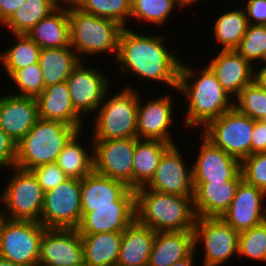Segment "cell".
I'll list each match as a JSON object with an SVG mask.
<instances>
[{
  "label": "cell",
  "instance_id": "27",
  "mask_svg": "<svg viewBox=\"0 0 266 266\" xmlns=\"http://www.w3.org/2000/svg\"><path fill=\"white\" fill-rule=\"evenodd\" d=\"M27 35L41 49L70 46L68 5H59L39 21Z\"/></svg>",
  "mask_w": 266,
  "mask_h": 266
},
{
  "label": "cell",
  "instance_id": "9",
  "mask_svg": "<svg viewBox=\"0 0 266 266\" xmlns=\"http://www.w3.org/2000/svg\"><path fill=\"white\" fill-rule=\"evenodd\" d=\"M254 119L234 107L200 128L201 134L216 147L242 161L251 155Z\"/></svg>",
  "mask_w": 266,
  "mask_h": 266
},
{
  "label": "cell",
  "instance_id": "51",
  "mask_svg": "<svg viewBox=\"0 0 266 266\" xmlns=\"http://www.w3.org/2000/svg\"><path fill=\"white\" fill-rule=\"evenodd\" d=\"M59 5H73L77 0H55ZM64 3V4H63Z\"/></svg>",
  "mask_w": 266,
  "mask_h": 266
},
{
  "label": "cell",
  "instance_id": "40",
  "mask_svg": "<svg viewBox=\"0 0 266 266\" xmlns=\"http://www.w3.org/2000/svg\"><path fill=\"white\" fill-rule=\"evenodd\" d=\"M233 107L251 119L262 120L266 116V91L253 82L241 90L233 100Z\"/></svg>",
  "mask_w": 266,
  "mask_h": 266
},
{
  "label": "cell",
  "instance_id": "4",
  "mask_svg": "<svg viewBox=\"0 0 266 266\" xmlns=\"http://www.w3.org/2000/svg\"><path fill=\"white\" fill-rule=\"evenodd\" d=\"M68 20L70 46L81 61L85 60L82 58L84 56H103L102 53H110V56L115 54L117 57L119 37L124 28L122 25L114 20L85 13L74 4L68 5Z\"/></svg>",
  "mask_w": 266,
  "mask_h": 266
},
{
  "label": "cell",
  "instance_id": "41",
  "mask_svg": "<svg viewBox=\"0 0 266 266\" xmlns=\"http://www.w3.org/2000/svg\"><path fill=\"white\" fill-rule=\"evenodd\" d=\"M243 180L266 193V152L251 154L241 161Z\"/></svg>",
  "mask_w": 266,
  "mask_h": 266
},
{
  "label": "cell",
  "instance_id": "31",
  "mask_svg": "<svg viewBox=\"0 0 266 266\" xmlns=\"http://www.w3.org/2000/svg\"><path fill=\"white\" fill-rule=\"evenodd\" d=\"M81 133L82 130L78 131L70 139L55 162L68 178L79 180L93 171V151L89 152L86 144L82 145Z\"/></svg>",
  "mask_w": 266,
  "mask_h": 266
},
{
  "label": "cell",
  "instance_id": "49",
  "mask_svg": "<svg viewBox=\"0 0 266 266\" xmlns=\"http://www.w3.org/2000/svg\"><path fill=\"white\" fill-rule=\"evenodd\" d=\"M175 1V3H176V5L178 6V10L179 9H181L182 10V8L183 9H187V6L188 7H192V5L194 4V3H198V2H201V0H174Z\"/></svg>",
  "mask_w": 266,
  "mask_h": 266
},
{
  "label": "cell",
  "instance_id": "29",
  "mask_svg": "<svg viewBox=\"0 0 266 266\" xmlns=\"http://www.w3.org/2000/svg\"><path fill=\"white\" fill-rule=\"evenodd\" d=\"M87 266H116L122 232L80 234Z\"/></svg>",
  "mask_w": 266,
  "mask_h": 266
},
{
  "label": "cell",
  "instance_id": "24",
  "mask_svg": "<svg viewBox=\"0 0 266 266\" xmlns=\"http://www.w3.org/2000/svg\"><path fill=\"white\" fill-rule=\"evenodd\" d=\"M36 100L39 118L60 121L78 131L84 129V117L74 109L66 81L46 87Z\"/></svg>",
  "mask_w": 266,
  "mask_h": 266
},
{
  "label": "cell",
  "instance_id": "28",
  "mask_svg": "<svg viewBox=\"0 0 266 266\" xmlns=\"http://www.w3.org/2000/svg\"><path fill=\"white\" fill-rule=\"evenodd\" d=\"M156 139H138L133 159V190L146 186L153 178L161 156L171 146Z\"/></svg>",
  "mask_w": 266,
  "mask_h": 266
},
{
  "label": "cell",
  "instance_id": "52",
  "mask_svg": "<svg viewBox=\"0 0 266 266\" xmlns=\"http://www.w3.org/2000/svg\"><path fill=\"white\" fill-rule=\"evenodd\" d=\"M261 121H263L264 123H266V116Z\"/></svg>",
  "mask_w": 266,
  "mask_h": 266
},
{
  "label": "cell",
  "instance_id": "44",
  "mask_svg": "<svg viewBox=\"0 0 266 266\" xmlns=\"http://www.w3.org/2000/svg\"><path fill=\"white\" fill-rule=\"evenodd\" d=\"M244 5L248 24L266 25V0H247Z\"/></svg>",
  "mask_w": 266,
  "mask_h": 266
},
{
  "label": "cell",
  "instance_id": "36",
  "mask_svg": "<svg viewBox=\"0 0 266 266\" xmlns=\"http://www.w3.org/2000/svg\"><path fill=\"white\" fill-rule=\"evenodd\" d=\"M177 7L174 0H131L130 20L164 26Z\"/></svg>",
  "mask_w": 266,
  "mask_h": 266
},
{
  "label": "cell",
  "instance_id": "10",
  "mask_svg": "<svg viewBox=\"0 0 266 266\" xmlns=\"http://www.w3.org/2000/svg\"><path fill=\"white\" fill-rule=\"evenodd\" d=\"M193 233L194 251L204 246L203 266H221L237 254L239 232L221 217L197 218Z\"/></svg>",
  "mask_w": 266,
  "mask_h": 266
},
{
  "label": "cell",
  "instance_id": "6",
  "mask_svg": "<svg viewBox=\"0 0 266 266\" xmlns=\"http://www.w3.org/2000/svg\"><path fill=\"white\" fill-rule=\"evenodd\" d=\"M110 90L96 110L97 114H93L92 140L137 138L139 91L130 84L118 90L114 96L109 93Z\"/></svg>",
  "mask_w": 266,
  "mask_h": 266
},
{
  "label": "cell",
  "instance_id": "11",
  "mask_svg": "<svg viewBox=\"0 0 266 266\" xmlns=\"http://www.w3.org/2000/svg\"><path fill=\"white\" fill-rule=\"evenodd\" d=\"M81 218V180L67 178L44 193L40 223L45 228L76 229Z\"/></svg>",
  "mask_w": 266,
  "mask_h": 266
},
{
  "label": "cell",
  "instance_id": "22",
  "mask_svg": "<svg viewBox=\"0 0 266 266\" xmlns=\"http://www.w3.org/2000/svg\"><path fill=\"white\" fill-rule=\"evenodd\" d=\"M136 220V206L82 207L79 234L123 232Z\"/></svg>",
  "mask_w": 266,
  "mask_h": 266
},
{
  "label": "cell",
  "instance_id": "35",
  "mask_svg": "<svg viewBox=\"0 0 266 266\" xmlns=\"http://www.w3.org/2000/svg\"><path fill=\"white\" fill-rule=\"evenodd\" d=\"M74 5L85 13L114 20L124 28L130 22L131 0H77Z\"/></svg>",
  "mask_w": 266,
  "mask_h": 266
},
{
  "label": "cell",
  "instance_id": "16",
  "mask_svg": "<svg viewBox=\"0 0 266 266\" xmlns=\"http://www.w3.org/2000/svg\"><path fill=\"white\" fill-rule=\"evenodd\" d=\"M201 146L194 161L193 182L243 180L241 161L213 145L201 133Z\"/></svg>",
  "mask_w": 266,
  "mask_h": 266
},
{
  "label": "cell",
  "instance_id": "46",
  "mask_svg": "<svg viewBox=\"0 0 266 266\" xmlns=\"http://www.w3.org/2000/svg\"><path fill=\"white\" fill-rule=\"evenodd\" d=\"M26 0H0V24L3 25Z\"/></svg>",
  "mask_w": 266,
  "mask_h": 266
},
{
  "label": "cell",
  "instance_id": "12",
  "mask_svg": "<svg viewBox=\"0 0 266 266\" xmlns=\"http://www.w3.org/2000/svg\"><path fill=\"white\" fill-rule=\"evenodd\" d=\"M93 171L127 184L133 189V159L136 138L92 140Z\"/></svg>",
  "mask_w": 266,
  "mask_h": 266
},
{
  "label": "cell",
  "instance_id": "2",
  "mask_svg": "<svg viewBox=\"0 0 266 266\" xmlns=\"http://www.w3.org/2000/svg\"><path fill=\"white\" fill-rule=\"evenodd\" d=\"M177 91L187 98L184 126L189 129L204 128L233 108V98L223 90L216 75L206 64L196 71L192 65L181 62Z\"/></svg>",
  "mask_w": 266,
  "mask_h": 266
},
{
  "label": "cell",
  "instance_id": "50",
  "mask_svg": "<svg viewBox=\"0 0 266 266\" xmlns=\"http://www.w3.org/2000/svg\"><path fill=\"white\" fill-rule=\"evenodd\" d=\"M0 266H21V265L15 264L13 262L8 261L7 259L0 257Z\"/></svg>",
  "mask_w": 266,
  "mask_h": 266
},
{
  "label": "cell",
  "instance_id": "25",
  "mask_svg": "<svg viewBox=\"0 0 266 266\" xmlns=\"http://www.w3.org/2000/svg\"><path fill=\"white\" fill-rule=\"evenodd\" d=\"M193 252V231L157 232L147 266H170Z\"/></svg>",
  "mask_w": 266,
  "mask_h": 266
},
{
  "label": "cell",
  "instance_id": "23",
  "mask_svg": "<svg viewBox=\"0 0 266 266\" xmlns=\"http://www.w3.org/2000/svg\"><path fill=\"white\" fill-rule=\"evenodd\" d=\"M241 181L194 182L193 206L196 217H221L231 205Z\"/></svg>",
  "mask_w": 266,
  "mask_h": 266
},
{
  "label": "cell",
  "instance_id": "32",
  "mask_svg": "<svg viewBox=\"0 0 266 266\" xmlns=\"http://www.w3.org/2000/svg\"><path fill=\"white\" fill-rule=\"evenodd\" d=\"M231 10V11H230ZM227 12H222L214 21L213 33L215 41L221 43V50H236L246 33L248 21L245 10L243 8L230 9ZM223 46V47H222Z\"/></svg>",
  "mask_w": 266,
  "mask_h": 266
},
{
  "label": "cell",
  "instance_id": "37",
  "mask_svg": "<svg viewBox=\"0 0 266 266\" xmlns=\"http://www.w3.org/2000/svg\"><path fill=\"white\" fill-rule=\"evenodd\" d=\"M14 83V95L37 98L45 89L43 71L39 62L15 70L9 77Z\"/></svg>",
  "mask_w": 266,
  "mask_h": 266
},
{
  "label": "cell",
  "instance_id": "14",
  "mask_svg": "<svg viewBox=\"0 0 266 266\" xmlns=\"http://www.w3.org/2000/svg\"><path fill=\"white\" fill-rule=\"evenodd\" d=\"M171 145L161 156L147 189L179 196H194L193 167L181 155L179 146Z\"/></svg>",
  "mask_w": 266,
  "mask_h": 266
},
{
  "label": "cell",
  "instance_id": "45",
  "mask_svg": "<svg viewBox=\"0 0 266 266\" xmlns=\"http://www.w3.org/2000/svg\"><path fill=\"white\" fill-rule=\"evenodd\" d=\"M260 152H266V123L261 120H254L251 154Z\"/></svg>",
  "mask_w": 266,
  "mask_h": 266
},
{
  "label": "cell",
  "instance_id": "30",
  "mask_svg": "<svg viewBox=\"0 0 266 266\" xmlns=\"http://www.w3.org/2000/svg\"><path fill=\"white\" fill-rule=\"evenodd\" d=\"M80 61L71 46L41 49L39 64L45 88L66 81Z\"/></svg>",
  "mask_w": 266,
  "mask_h": 266
},
{
  "label": "cell",
  "instance_id": "1",
  "mask_svg": "<svg viewBox=\"0 0 266 266\" xmlns=\"http://www.w3.org/2000/svg\"><path fill=\"white\" fill-rule=\"evenodd\" d=\"M151 32L156 33L152 28L146 35V32L140 34L129 27L122 29L115 59L120 70L118 72L137 75L141 80L144 78V81L147 79L146 81H153L157 85L162 82L170 89L177 90L182 62L177 56L180 50H176L175 55L166 47L164 36Z\"/></svg>",
  "mask_w": 266,
  "mask_h": 266
},
{
  "label": "cell",
  "instance_id": "18",
  "mask_svg": "<svg viewBox=\"0 0 266 266\" xmlns=\"http://www.w3.org/2000/svg\"><path fill=\"white\" fill-rule=\"evenodd\" d=\"M265 198L263 190L242 180L221 218L237 232L249 230L266 220Z\"/></svg>",
  "mask_w": 266,
  "mask_h": 266
},
{
  "label": "cell",
  "instance_id": "48",
  "mask_svg": "<svg viewBox=\"0 0 266 266\" xmlns=\"http://www.w3.org/2000/svg\"><path fill=\"white\" fill-rule=\"evenodd\" d=\"M198 253H196L195 251L187 258H185L182 261L176 262L171 264L170 266H194V261L196 260V255Z\"/></svg>",
  "mask_w": 266,
  "mask_h": 266
},
{
  "label": "cell",
  "instance_id": "38",
  "mask_svg": "<svg viewBox=\"0 0 266 266\" xmlns=\"http://www.w3.org/2000/svg\"><path fill=\"white\" fill-rule=\"evenodd\" d=\"M237 256L266 263V220L249 230L239 232Z\"/></svg>",
  "mask_w": 266,
  "mask_h": 266
},
{
  "label": "cell",
  "instance_id": "33",
  "mask_svg": "<svg viewBox=\"0 0 266 266\" xmlns=\"http://www.w3.org/2000/svg\"><path fill=\"white\" fill-rule=\"evenodd\" d=\"M58 6L55 0H26L2 27L6 26L11 34H27Z\"/></svg>",
  "mask_w": 266,
  "mask_h": 266
},
{
  "label": "cell",
  "instance_id": "34",
  "mask_svg": "<svg viewBox=\"0 0 266 266\" xmlns=\"http://www.w3.org/2000/svg\"><path fill=\"white\" fill-rule=\"evenodd\" d=\"M15 43L0 52V62L8 77L15 71L39 62L41 48L27 34H13Z\"/></svg>",
  "mask_w": 266,
  "mask_h": 266
},
{
  "label": "cell",
  "instance_id": "17",
  "mask_svg": "<svg viewBox=\"0 0 266 266\" xmlns=\"http://www.w3.org/2000/svg\"><path fill=\"white\" fill-rule=\"evenodd\" d=\"M170 93L159 96L145 104L140 95L137 108V138L156 139L176 144L170 132L174 125V107ZM144 104V105H143Z\"/></svg>",
  "mask_w": 266,
  "mask_h": 266
},
{
  "label": "cell",
  "instance_id": "5",
  "mask_svg": "<svg viewBox=\"0 0 266 266\" xmlns=\"http://www.w3.org/2000/svg\"><path fill=\"white\" fill-rule=\"evenodd\" d=\"M77 132L75 127L63 122L39 118L17 144L15 166L32 170L56 162L64 146Z\"/></svg>",
  "mask_w": 266,
  "mask_h": 266
},
{
  "label": "cell",
  "instance_id": "42",
  "mask_svg": "<svg viewBox=\"0 0 266 266\" xmlns=\"http://www.w3.org/2000/svg\"><path fill=\"white\" fill-rule=\"evenodd\" d=\"M31 171L37 178L44 193L55 188L68 178L55 162L37 166Z\"/></svg>",
  "mask_w": 266,
  "mask_h": 266
},
{
  "label": "cell",
  "instance_id": "26",
  "mask_svg": "<svg viewBox=\"0 0 266 266\" xmlns=\"http://www.w3.org/2000/svg\"><path fill=\"white\" fill-rule=\"evenodd\" d=\"M156 232L135 220L122 232L116 266H147Z\"/></svg>",
  "mask_w": 266,
  "mask_h": 266
},
{
  "label": "cell",
  "instance_id": "47",
  "mask_svg": "<svg viewBox=\"0 0 266 266\" xmlns=\"http://www.w3.org/2000/svg\"><path fill=\"white\" fill-rule=\"evenodd\" d=\"M260 67L254 68L253 82L262 90L266 91V63H261ZM262 66V67H261Z\"/></svg>",
  "mask_w": 266,
  "mask_h": 266
},
{
  "label": "cell",
  "instance_id": "19",
  "mask_svg": "<svg viewBox=\"0 0 266 266\" xmlns=\"http://www.w3.org/2000/svg\"><path fill=\"white\" fill-rule=\"evenodd\" d=\"M136 206V193L122 181L92 171L81 179V207Z\"/></svg>",
  "mask_w": 266,
  "mask_h": 266
},
{
  "label": "cell",
  "instance_id": "8",
  "mask_svg": "<svg viewBox=\"0 0 266 266\" xmlns=\"http://www.w3.org/2000/svg\"><path fill=\"white\" fill-rule=\"evenodd\" d=\"M45 227L37 221L0 219V257L21 266H38Z\"/></svg>",
  "mask_w": 266,
  "mask_h": 266
},
{
  "label": "cell",
  "instance_id": "20",
  "mask_svg": "<svg viewBox=\"0 0 266 266\" xmlns=\"http://www.w3.org/2000/svg\"><path fill=\"white\" fill-rule=\"evenodd\" d=\"M39 119L36 98L5 94L0 96V128L18 144Z\"/></svg>",
  "mask_w": 266,
  "mask_h": 266
},
{
  "label": "cell",
  "instance_id": "3",
  "mask_svg": "<svg viewBox=\"0 0 266 266\" xmlns=\"http://www.w3.org/2000/svg\"><path fill=\"white\" fill-rule=\"evenodd\" d=\"M136 220L157 232L193 231V196L161 193L145 186L135 190Z\"/></svg>",
  "mask_w": 266,
  "mask_h": 266
},
{
  "label": "cell",
  "instance_id": "39",
  "mask_svg": "<svg viewBox=\"0 0 266 266\" xmlns=\"http://www.w3.org/2000/svg\"><path fill=\"white\" fill-rule=\"evenodd\" d=\"M236 51L252 65L263 63L266 58V25L248 24Z\"/></svg>",
  "mask_w": 266,
  "mask_h": 266
},
{
  "label": "cell",
  "instance_id": "7",
  "mask_svg": "<svg viewBox=\"0 0 266 266\" xmlns=\"http://www.w3.org/2000/svg\"><path fill=\"white\" fill-rule=\"evenodd\" d=\"M14 175L7 181L0 194L1 215L10 220L40 222L44 192L31 170L16 166L10 168ZM5 212V213H4ZM9 212V213H8ZM9 214V215H8Z\"/></svg>",
  "mask_w": 266,
  "mask_h": 266
},
{
  "label": "cell",
  "instance_id": "13",
  "mask_svg": "<svg viewBox=\"0 0 266 266\" xmlns=\"http://www.w3.org/2000/svg\"><path fill=\"white\" fill-rule=\"evenodd\" d=\"M85 63L80 61L66 80L73 107L82 117L96 112L111 85L104 72Z\"/></svg>",
  "mask_w": 266,
  "mask_h": 266
},
{
  "label": "cell",
  "instance_id": "43",
  "mask_svg": "<svg viewBox=\"0 0 266 266\" xmlns=\"http://www.w3.org/2000/svg\"><path fill=\"white\" fill-rule=\"evenodd\" d=\"M16 147L17 144L0 128V168L15 166Z\"/></svg>",
  "mask_w": 266,
  "mask_h": 266
},
{
  "label": "cell",
  "instance_id": "21",
  "mask_svg": "<svg viewBox=\"0 0 266 266\" xmlns=\"http://www.w3.org/2000/svg\"><path fill=\"white\" fill-rule=\"evenodd\" d=\"M217 54L206 65L216 75L223 90L234 99L245 86L253 83L254 65L236 50H221Z\"/></svg>",
  "mask_w": 266,
  "mask_h": 266
},
{
  "label": "cell",
  "instance_id": "15",
  "mask_svg": "<svg viewBox=\"0 0 266 266\" xmlns=\"http://www.w3.org/2000/svg\"><path fill=\"white\" fill-rule=\"evenodd\" d=\"M84 264L81 235L77 229L46 228L40 242L38 266Z\"/></svg>",
  "mask_w": 266,
  "mask_h": 266
}]
</instances>
